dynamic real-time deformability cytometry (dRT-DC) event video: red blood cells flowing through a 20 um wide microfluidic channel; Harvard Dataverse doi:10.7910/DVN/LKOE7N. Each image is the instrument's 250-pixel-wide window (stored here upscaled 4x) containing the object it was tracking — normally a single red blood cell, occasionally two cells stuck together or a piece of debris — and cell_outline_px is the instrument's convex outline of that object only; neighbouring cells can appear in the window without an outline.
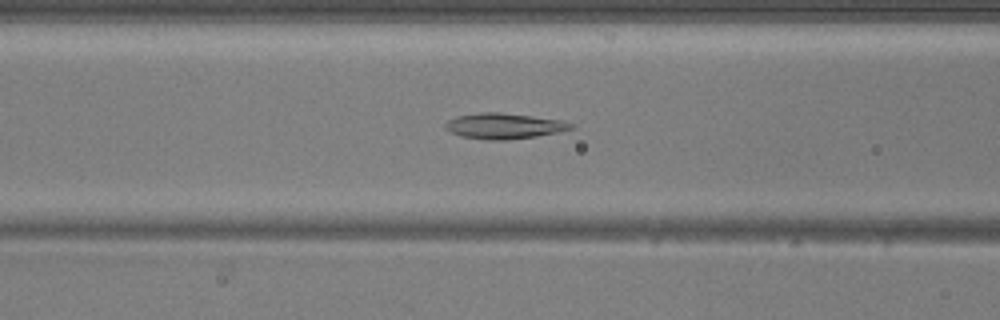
{"species": "common noctule bat (a hibernating species)", "species_latin": "Nyctalus noctula", "temperature_condition": "warm", "stored_images_in_passage": 49, "camera_frame_rate_fps": 3000, "um_per_image_px": 0.085, "animal": {"sex": "male", "body_mass_g": 20.5, "forearm_length_mm": 52.5}, "frame": {"image": 1, "passage_image": 20, "time_ms": 6.333, "image_size_px": [1000, 320], "cell_outline_px": [[576, 128], [536, 136], [508, 140], [488, 140], [460, 136], [444, 128], [444, 124], [448, 120], [456, 116], [480, 112], [496, 112], [532, 116], [560, 120], [576, 124]], "centroid_in_image_um": [42.84, 10.71], "position_along_channel_um": 123.8, "area_um2": 18.79}}
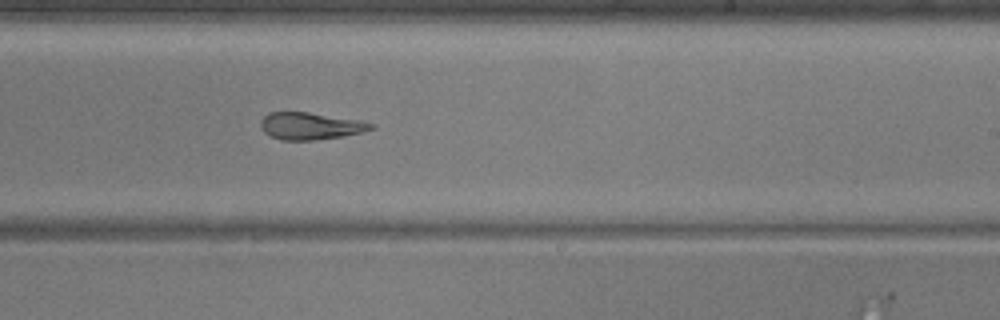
{"frame": {"image": 2, "passage_image": 30, "time_ms": 9.667, "image_size_px": [1000, 320], "cell_outline_px": [[376, 128], [344, 136], [316, 140], [280, 140], [264, 132], [260, 128], [260, 120], [268, 112], [308, 112], [360, 120], [376, 124]], "centroid_in_image_um": [26.39, 10.71], "position_along_channel_um": 262.6, "area_um2": 17.57}}
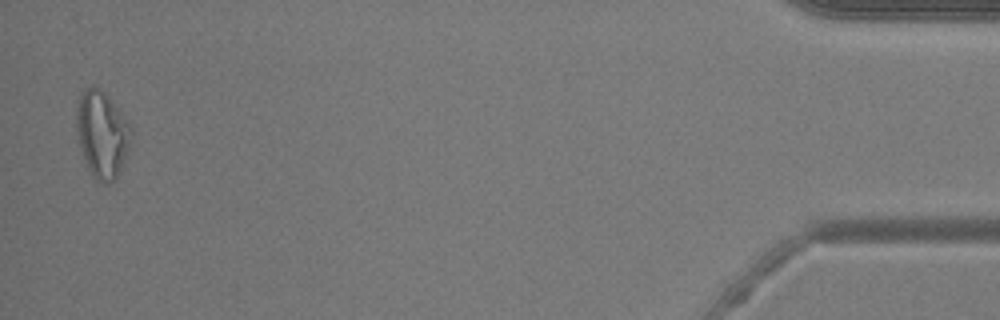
{"frame": {"image": 3, "passage_image": 48, "time_ms": 15.667, "image_size_px": [1000, 320], "cell_outline_px": [[132, 132], [128, 148], [124, 160], [116, 176], [112, 180], [96, 180], [92, 176], [88, 168], [80, 148], [76, 132], [76, 100], [80, 92], [84, 88], [92, 84], [104, 92], [108, 96], [128, 120], [132, 128]], "centroid_in_image_um": [8.63, 11.31], "position_along_channel_um": 426.6, "area_um2": 27.57}, "authors_computed_cell_mechanics": {"area_um2": 20.9814, "velocity_mm_per_s": 4.1638, "shape_relaxation_time_tau1_ms": 5.9434, "shape_relaxation_time_tau2_ms": 3.0801, "deformation_change_tau1": 0.1801, "deformation_change_tau2": 0.1185}}